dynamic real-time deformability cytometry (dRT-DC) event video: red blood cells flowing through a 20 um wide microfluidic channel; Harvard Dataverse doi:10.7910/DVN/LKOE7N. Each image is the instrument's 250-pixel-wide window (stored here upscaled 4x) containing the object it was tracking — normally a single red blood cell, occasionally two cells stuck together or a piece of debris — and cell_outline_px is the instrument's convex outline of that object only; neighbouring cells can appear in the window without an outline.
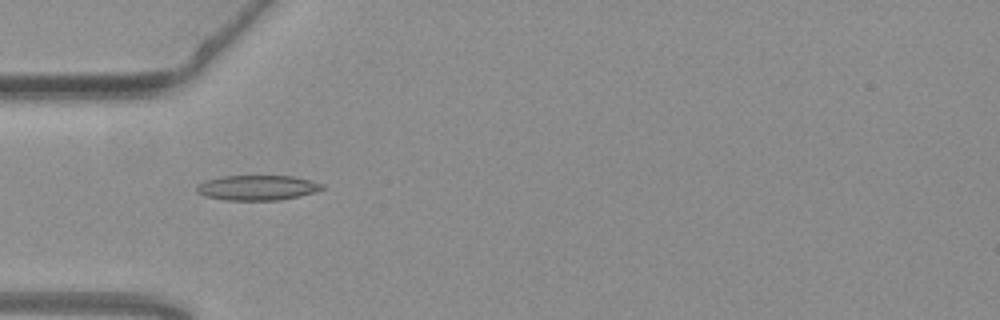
{"species": "common noctule bat (a hibernating species)", "species_latin": "Nyctalus noctula", "temperature_condition": "warm", "stored_images_in_passage": 39, "camera_frame_rate_fps": 3000, "um_per_image_px": 0.085, "animal": {"sex": "female", "body_mass_g": 19.3, "forearm_length_mm": 54.1}, "frame": {"image": 1, "passage_image": 2, "time_ms": 0.333, "image_size_px": [1000, 320], "cell_outline_px": [[324, 188], [300, 196], [280, 200], [228, 200], [204, 196], [196, 192], [196, 188], [200, 184], [208, 180], [224, 176], [292, 176], [312, 180], [324, 184]], "centroid_in_image_um": [21.9, 15.96], "position_along_channel_um": 63.1, "area_um2": 18.15}}
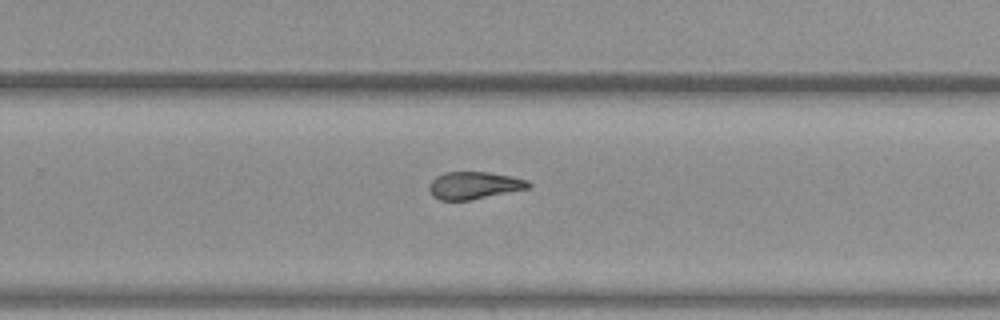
{"frame": {"image": 2, "passage_image": 20, "time_ms": 6.333, "image_size_px": [1000, 320], "cell_outline_px": [[532, 188], [472, 200], [440, 200], [432, 196], [428, 188], [428, 184], [436, 176], [444, 172], [488, 172], [512, 176], [528, 180], [532, 184]], "centroid_in_image_um": [40.33, 15.76], "position_along_channel_um": 289.5, "area_um2": 16.18}}
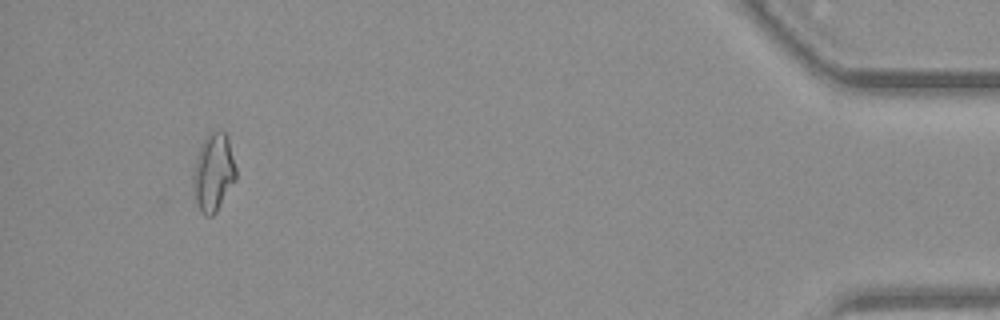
{"frame": {"image": 3, "passage_image": 36, "time_ms": 11.667, "image_size_px": [1000, 320], "cell_outline_px": [[236, 180], [216, 212], [212, 216], [204, 216], [200, 212], [196, 204], [192, 192], [192, 180], [196, 156], [208, 132], [224, 132], [228, 140], [236, 168]], "centroid_in_image_um": [18.11, 14.72], "position_along_channel_um": 417.1, "area_um2": 19.48}, "authors_computed_cell_mechanics": {"area_um2": 16.7042, "velocity_mm_per_s": 3.7879, "shape_relaxation_time_tau1_ms": null, "shape_relaxation_time_tau2_ms": 3.5612, "deformation_change_tau1": null, "deformation_change_tau2": 0.1037}}